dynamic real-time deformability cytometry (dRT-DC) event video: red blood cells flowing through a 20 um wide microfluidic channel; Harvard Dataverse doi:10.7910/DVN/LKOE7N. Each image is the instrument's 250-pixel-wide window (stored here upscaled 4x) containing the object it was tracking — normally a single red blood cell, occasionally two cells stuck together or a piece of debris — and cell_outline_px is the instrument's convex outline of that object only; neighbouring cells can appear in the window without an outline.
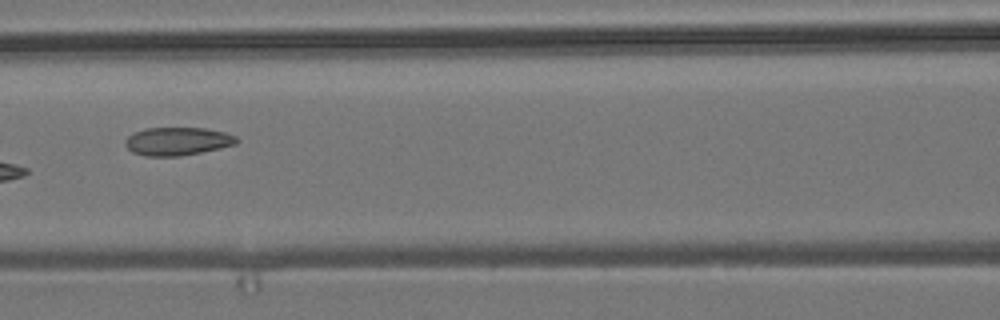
{"species": "common noctule bat (a hibernating species)", "species_latin": "Nyctalus noctula", "temperature_condition": "room temperature", "stored_images_in_passage": 10, "camera_frame_rate_fps": 3000, "um_per_image_px": 0.085, "animal": {"sex": "male", "body_mass_g": 19.2, "forearm_length_mm": 51.8}, "frame": {"image": 1, "passage_image": 7, "time_ms": 8.0, "image_size_px": [1000, 320], "cell_outline_px": [[240, 140], [236, 144], [220, 148], [200, 152], [176, 156], [144, 156], [132, 152], [124, 144], [124, 140], [132, 132], [144, 128], [204, 128], [224, 132], [236, 136]], "centroid_in_image_um": [15.05, 12.0], "position_along_channel_um": 151.5, "area_um2": 18.32}}
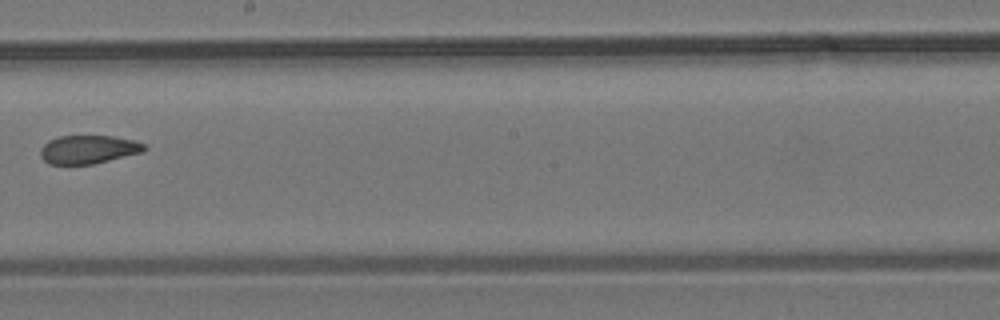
{"frame": {"image": 2, "passage_image": 9, "time_ms": 10.333, "image_size_px": [1000, 320], "cell_outline_px": [[148, 148], [144, 152], [92, 164], [48, 164], [40, 156], [40, 148], [48, 140], [60, 136], [112, 136], [136, 140], [144, 144]], "centroid_in_image_um": [7.52, 12.7], "position_along_channel_um": 240.7, "area_um2": 17.34}}
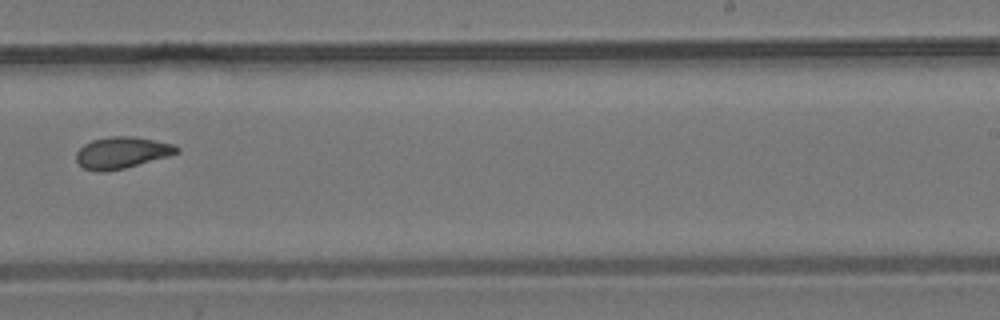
{"frame": {"image": 3, "passage_image": 10, "time_ms": 11.333, "image_size_px": [1000, 320], "cell_outline_px": [[180, 152], [168, 156], [124, 168], [100, 172], [84, 168], [76, 160], [76, 152], [84, 144], [92, 140], [108, 136], [132, 136], [176, 144], [180, 148]], "centroid_in_image_um": [10.37, 12.96], "position_along_channel_um": 278.6, "area_um2": 18.44}}